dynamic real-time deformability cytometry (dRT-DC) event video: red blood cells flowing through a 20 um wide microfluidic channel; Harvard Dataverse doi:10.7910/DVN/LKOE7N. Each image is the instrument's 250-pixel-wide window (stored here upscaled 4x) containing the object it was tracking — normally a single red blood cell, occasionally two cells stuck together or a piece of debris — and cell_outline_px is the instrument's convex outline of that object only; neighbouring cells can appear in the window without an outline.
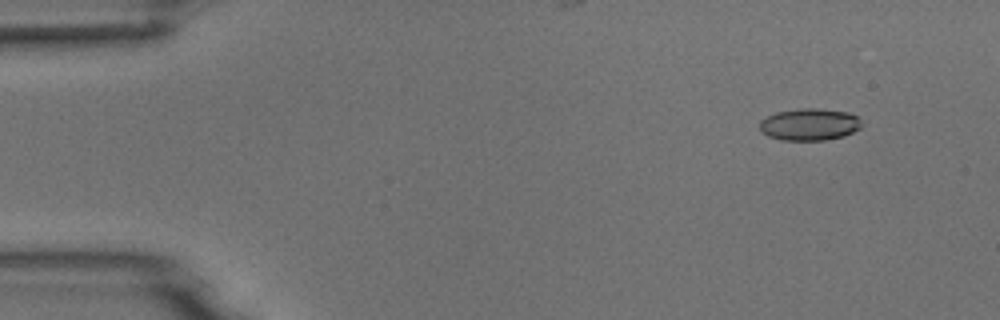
{"species": "common noctule bat (a hibernating species)", "species_latin": "Nyctalus noctula", "temperature_condition": "room temperature", "stored_images_in_passage": 6, "camera_frame_rate_fps": 3000, "um_per_image_px": 0.085, "animal": {"sex": "male", "body_mass_g": 18.8}, "frame": {"image": 1, "passage_image": 2, "time_ms": 1.333, "image_size_px": [1000, 320], "cell_outline_px": [[864, 124], [860, 128], [844, 136], [824, 140], [780, 140], [768, 136], [760, 132], [760, 120], [776, 112], [800, 108], [816, 108], [848, 112], [856, 116]], "centroid_in_image_um": [68.8, 10.58], "position_along_channel_um": 16.2, "area_um2": 19.13}}
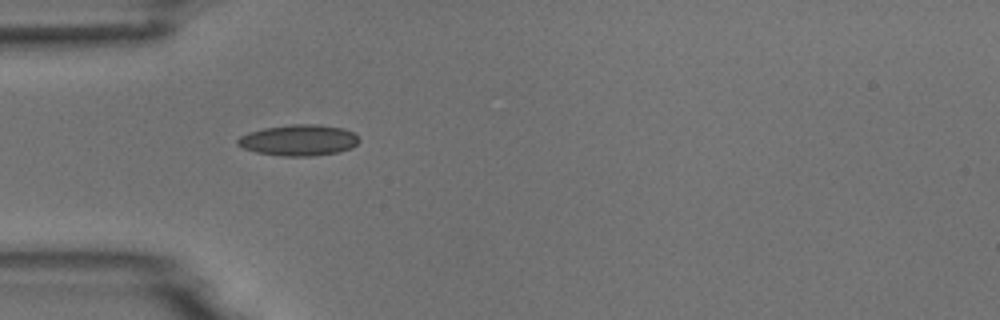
{"frame": {"image": 2, "passage_image": 5, "time_ms": 5.0, "image_size_px": [1000, 320], "cell_outline_px": [[360, 140], [352, 148], [340, 152], [312, 156], [280, 156], [256, 152], [244, 148], [236, 144], [236, 140], [240, 136], [248, 132], [264, 128], [292, 124], [316, 124], [344, 128], [352, 132]], "centroid_in_image_um": [25.38, 11.92], "position_along_channel_um": 59.6, "area_um2": 22.08}}